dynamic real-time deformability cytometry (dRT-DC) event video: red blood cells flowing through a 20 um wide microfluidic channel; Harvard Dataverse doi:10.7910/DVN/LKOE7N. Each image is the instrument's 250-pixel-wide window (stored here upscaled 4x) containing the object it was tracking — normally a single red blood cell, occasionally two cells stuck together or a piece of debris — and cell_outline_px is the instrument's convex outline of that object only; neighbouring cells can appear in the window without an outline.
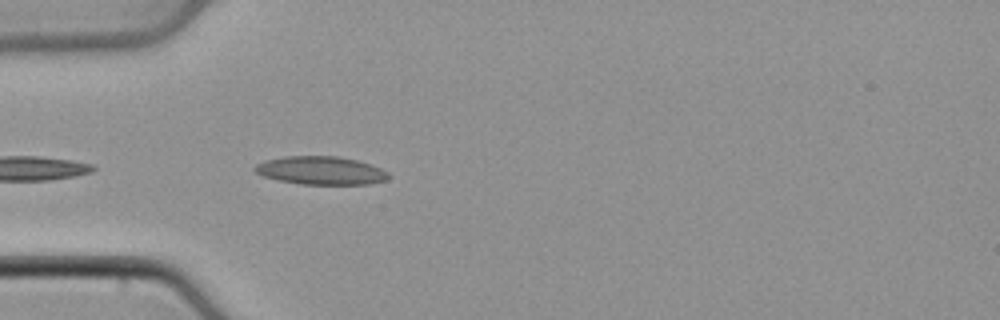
{"species": "common noctule bat (a hibernating species)", "species_latin": "Nyctalus noctula", "temperature_condition": "cold", "stored_images_in_passage": 20, "camera_frame_rate_fps": 3000, "um_per_image_px": 0.085, "animal": {"sex": "male", "body_mass_g": 21.5, "forearm_length_mm": 52.0}, "frame": {"image": 1, "passage_image": 2, "time_ms": 0.333, "image_size_px": [1000, 320], "cell_outline_px": [[392, 176], [388, 180], [368, 184], [300, 184], [280, 180], [264, 176], [256, 172], [252, 168], [256, 164], [264, 160], [284, 156], [340, 156], [356, 160], [380, 168], [388, 172]], "centroid_in_image_um": [27.28, 14.49], "position_along_channel_um": 57.7, "area_um2": 22.02}}
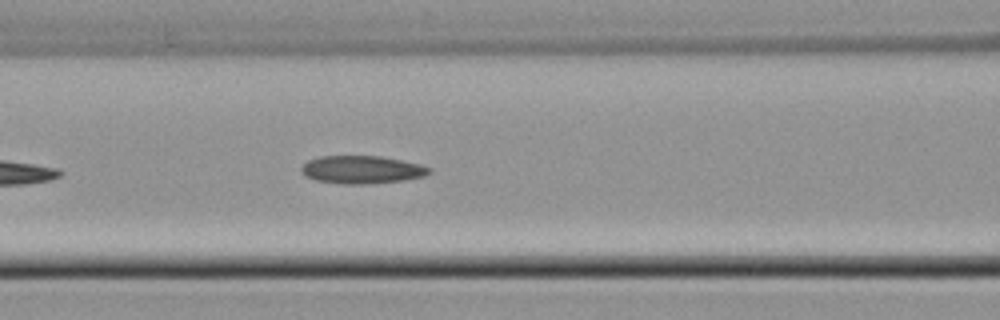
{"frame": {"image": 2, "passage_image": 8, "time_ms": 2.333, "image_size_px": [1000, 320], "cell_outline_px": [[432, 172], [424, 176], [404, 180], [364, 184], [344, 184], [316, 180], [304, 176], [300, 172], [300, 168], [308, 160], [320, 156], [380, 156], [420, 164], [432, 168]], "centroid_in_image_um": [30.74, 14.42], "position_along_channel_um": 135.9, "area_um2": 20.81}}
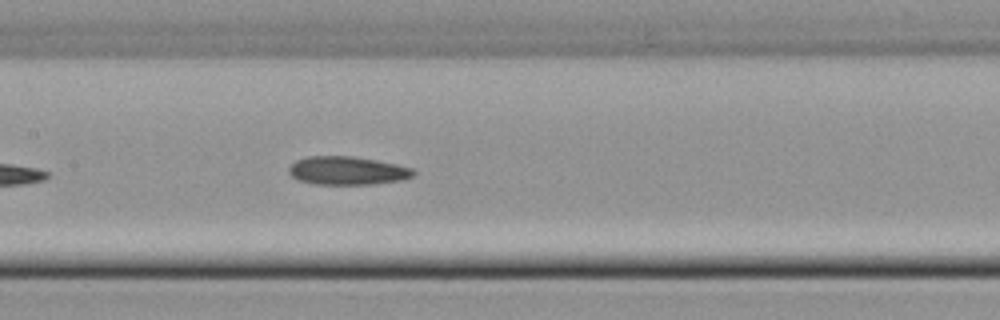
{"frame": {"image": 3, "passage_image": 11, "time_ms": 3.333, "image_size_px": [1000, 320], "cell_outline_px": [[416, 172], [412, 176], [400, 180], [372, 184], [316, 184], [296, 180], [288, 172], [288, 168], [296, 160], [308, 156], [352, 156], [376, 160], [396, 164], [412, 168]], "centroid_in_image_um": [29.49, 14.5], "position_along_channel_um": 177.9, "area_um2": 20.52}}